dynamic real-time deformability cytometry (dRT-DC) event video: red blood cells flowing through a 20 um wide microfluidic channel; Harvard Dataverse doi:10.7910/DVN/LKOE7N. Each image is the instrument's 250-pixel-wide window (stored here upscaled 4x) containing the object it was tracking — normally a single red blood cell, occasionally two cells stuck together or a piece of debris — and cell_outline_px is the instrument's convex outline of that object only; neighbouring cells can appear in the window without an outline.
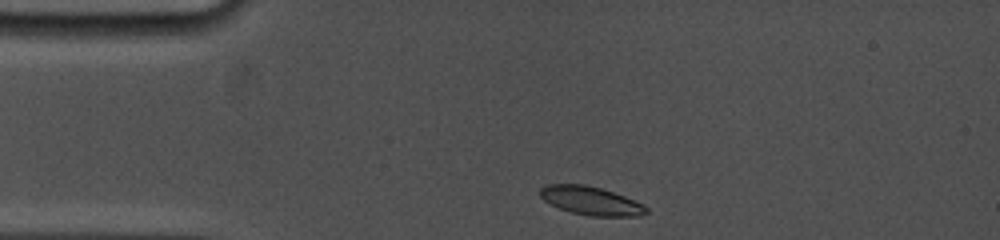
{"species": "common noctule bat (a hibernating species)", "species_latin": "Nyctalus noctula", "temperature_condition": "cold", "stored_images_in_passage": 38, "camera_frame_rate_fps": 5000, "um_per_image_px": 0.085, "animal": {"sex": "female", "body_mass_g": 19.0, "forearm_length_mm": 53.3}, "frame": {"image": 1, "passage_image": 1, "time_ms": 0.0, "image_size_px": [1000, 240], "cell_outline_px": [[648, 212], [640, 216], [588, 216], [572, 212], [560, 208], [544, 200], [540, 196], [540, 188], [548, 184], [584, 184], [600, 188], [624, 196], [644, 204], [648, 208]], "centroid_in_image_um": [50.25, 17.07], "position_along_channel_um": 34.8, "area_um2": 17.51}}
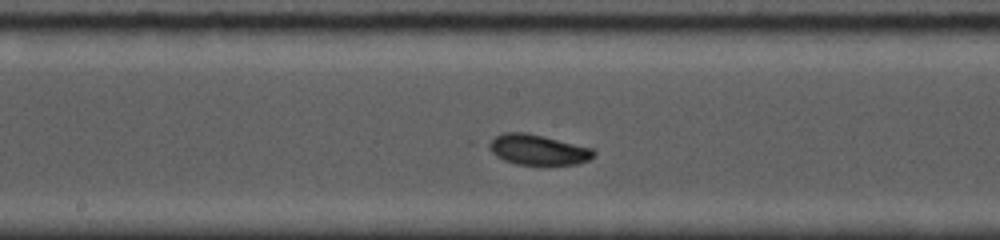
{"frame": {"image": 2, "passage_image": 22, "time_ms": 5.4, "image_size_px": [1000, 240], "cell_outline_px": [[596, 156], [588, 160], [576, 164], [548, 168], [544, 168], [516, 164], [504, 160], [496, 156], [480, 144], [500, 132], [528, 132], [596, 148]], "centroid_in_image_um": [45.68, 12.75], "position_along_channel_um": 202.5, "area_um2": 20.29}}
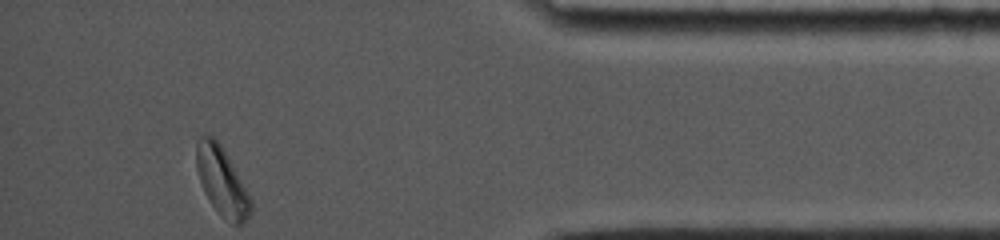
{"frame": {"image": 3, "passage_image": 38, "time_ms": 11.8, "image_size_px": [1000, 240], "cell_outline_px": [[252, 212], [248, 220], [244, 224], [232, 224], [220, 216], [208, 200], [204, 192], [196, 168], [196, 140], [200, 136], [212, 136], [220, 144], [252, 200]], "centroid_in_image_um": [18.86, 15.47], "position_along_channel_um": 416.3, "area_um2": 21.62}, "authors_computed_cell_mechanics": {"area_um2": 18.1781, "velocity_mm_per_s": 3.7366, "shape_relaxation_time_tau1_ms": 4.7113, "shape_relaxation_time_tau2_ms": null, "deformation_change_tau1": 0.1276, "deformation_change_tau2": null}}